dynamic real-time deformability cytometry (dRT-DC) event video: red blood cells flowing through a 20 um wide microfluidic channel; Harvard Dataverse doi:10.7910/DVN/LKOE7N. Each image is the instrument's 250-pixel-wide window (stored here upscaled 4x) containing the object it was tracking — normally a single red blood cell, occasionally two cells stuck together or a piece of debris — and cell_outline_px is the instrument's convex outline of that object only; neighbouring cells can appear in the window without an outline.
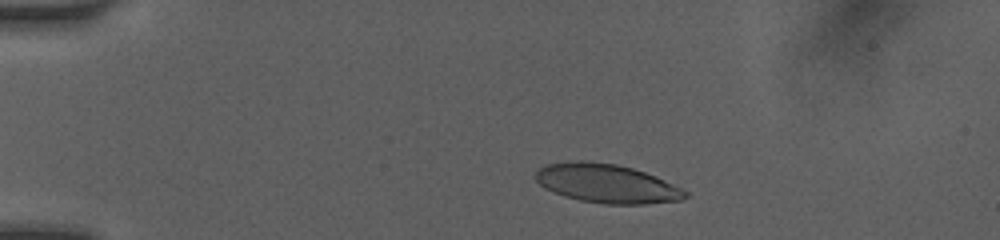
{"species": "human", "species_latin": "Homo sapiens", "temperature_condition": "room temperature", "stored_images_in_passage": 66, "camera_frame_rate_fps": 3000, "um_per_image_px": 0.085, "donor": {"sex": "female"}, "frame": {"image": 1, "passage_image": 5, "time_ms": 2.0, "image_size_px": [1000, 240], "cell_outline_px": [[688, 196], [680, 200], [644, 204], [604, 204], [580, 200], [564, 196], [552, 192], [544, 188], [536, 180], [536, 172], [544, 164], [572, 160], [584, 160], [616, 164], [632, 168], [656, 176], [688, 192]], "centroid_in_image_um": [51.53, 15.59], "position_along_channel_um": 33.5, "area_um2": 33.93}}
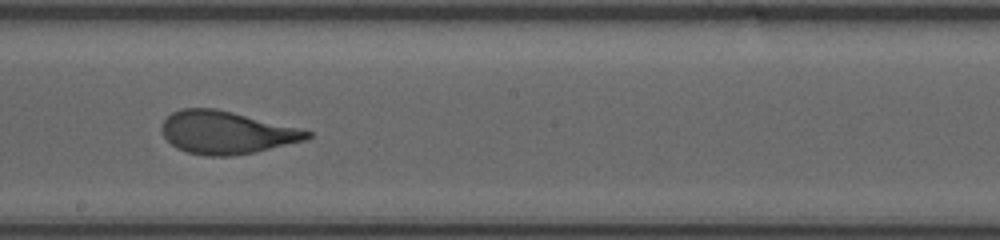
{"frame": {"image": 2, "passage_image": 28, "time_ms": 8.333, "image_size_px": [1000, 240], "cell_outline_px": [[312, 136], [304, 140], [252, 152], [232, 156], [204, 156], [188, 152], [176, 148], [164, 136], [160, 128], [164, 120], [172, 112], [180, 108], [216, 108], [312, 132]], "centroid_in_image_um": [19.16, 11.26], "position_along_channel_um": 229.0, "area_um2": 35.6}}
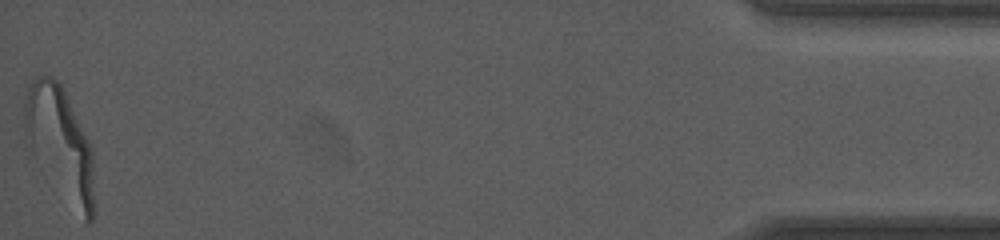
{"frame": {"image": 3, "passage_image": 66, "time_ms": 15.333, "image_size_px": [1000, 240], "cell_outline_px": [[92, 224], [88, 224], [84, 220], [28, 156], [24, 136], [24, 104], [28, 88], [32, 80], [36, 76], [52, 76], [60, 84], [92, 148]], "centroid_in_image_um": [5.01, 12.2], "position_along_channel_um": 430.2, "area_um2": 45.49}, "authors_computed_cell_mechanics": {"area_um2": 36.1828, "velocity_mm_per_s": 4.107, "shape_relaxation_time_tau1_ms": 4.179, "shape_relaxation_time_tau2_ms": 0.7795, "deformation_change_tau1": 0.2132, "deformation_change_tau2": 0.0834}}